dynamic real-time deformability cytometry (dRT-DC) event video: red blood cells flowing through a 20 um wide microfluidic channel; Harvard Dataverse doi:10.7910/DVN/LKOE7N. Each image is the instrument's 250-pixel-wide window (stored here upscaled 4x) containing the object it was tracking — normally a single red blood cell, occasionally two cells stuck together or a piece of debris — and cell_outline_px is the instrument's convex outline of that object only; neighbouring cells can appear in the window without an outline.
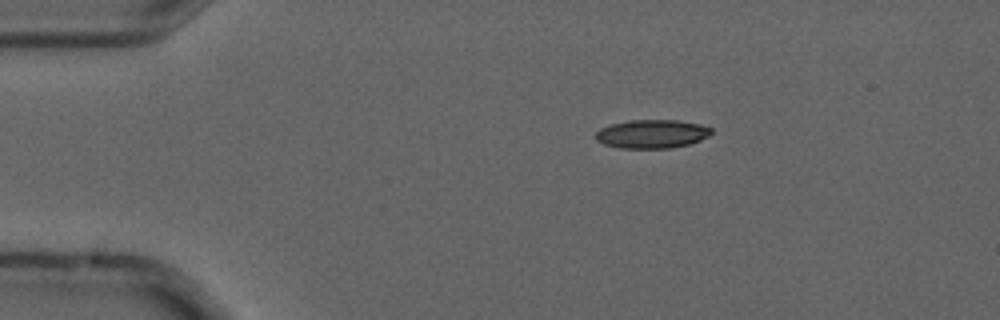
{"species": "common noctule bat (a hibernating species)", "species_latin": "Nyctalus noctula", "temperature_condition": "cold", "stored_images_in_passage": 4, "camera_frame_rate_fps": 3000, "um_per_image_px": 0.085, "animal": {"sex": "male", "forearm_length_mm": 52.5}, "frame": {"image": 1, "passage_image": 1, "time_ms": 0.0, "image_size_px": [1000, 320], "cell_outline_px": [[712, 132], [708, 136], [700, 140], [688, 144], [672, 148], [620, 148], [604, 144], [596, 140], [592, 136], [600, 128], [612, 124], [628, 120], [676, 120], [700, 124], [712, 128]], "centroid_in_image_um": [55.38, 11.38], "position_along_channel_um": 29.6, "area_um2": 19.36}}
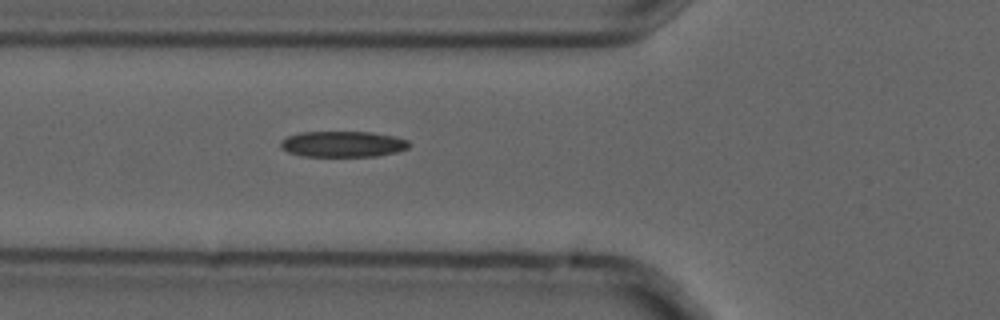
{"frame": {"image": 2, "passage_image": 4, "time_ms": 1.0, "image_size_px": [1000, 320], "cell_outline_px": [[412, 144], [408, 148], [396, 152], [376, 156], [300, 156], [288, 152], [280, 144], [280, 140], [288, 136], [300, 132], [372, 132], [396, 136], [408, 140]], "centroid_in_image_um": [29.18, 12.24], "position_along_channel_um": 96.6, "area_um2": 19.48}}